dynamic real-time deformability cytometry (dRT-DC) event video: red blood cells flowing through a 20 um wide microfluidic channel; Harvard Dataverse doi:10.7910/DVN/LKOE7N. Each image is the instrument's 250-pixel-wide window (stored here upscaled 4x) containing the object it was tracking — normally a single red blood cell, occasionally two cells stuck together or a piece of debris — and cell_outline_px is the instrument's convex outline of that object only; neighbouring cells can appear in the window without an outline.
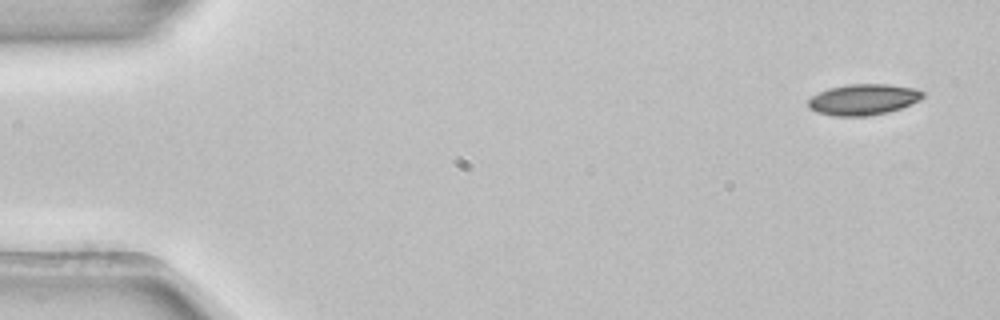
{"species": "common noctule bat (a hibernating species)", "species_latin": "Nyctalus noctula", "temperature_condition": "room temperature", "stored_images_in_passage": 6, "camera_frame_rate_fps": 3000, "um_per_image_px": 0.085, "animal": {"sex": "female", "body_mass_g": 22.7, "forearm_length_mm": 54.2}, "frame": {"image": 1, "passage_image": 1, "time_ms": 0.0, "image_size_px": [1000, 320], "cell_outline_px": [[924, 96], [920, 100], [900, 108], [888, 112], [868, 116], [832, 116], [816, 112], [808, 108], [808, 100], [812, 96], [828, 88], [848, 84], [888, 84], [916, 88], [924, 92]], "centroid_in_image_um": [73.38, 8.46], "position_along_channel_um": 11.6, "area_um2": 20.81}}
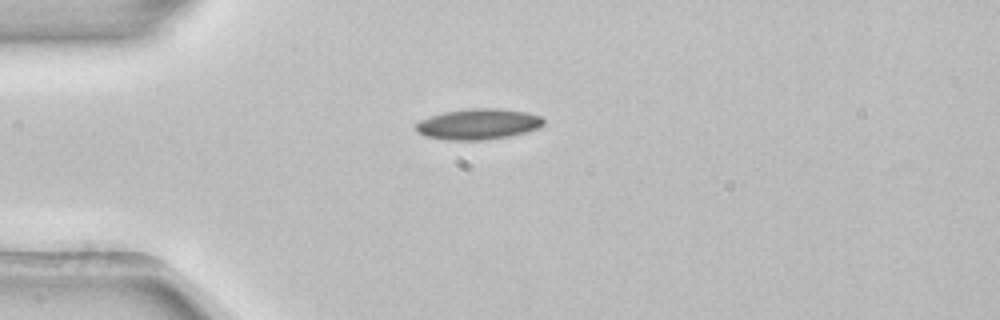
{"frame": {"image": 2, "passage_image": 4, "time_ms": 1.0, "image_size_px": [1000, 320], "cell_outline_px": [[544, 124], [540, 128], [508, 136], [480, 140], [448, 140], [424, 136], [416, 132], [416, 124], [420, 120], [444, 112], [472, 108], [496, 108], [528, 112], [540, 116], [544, 120]], "centroid_in_image_um": [40.65, 10.55], "position_along_channel_um": 44.3, "area_um2": 22.77}}